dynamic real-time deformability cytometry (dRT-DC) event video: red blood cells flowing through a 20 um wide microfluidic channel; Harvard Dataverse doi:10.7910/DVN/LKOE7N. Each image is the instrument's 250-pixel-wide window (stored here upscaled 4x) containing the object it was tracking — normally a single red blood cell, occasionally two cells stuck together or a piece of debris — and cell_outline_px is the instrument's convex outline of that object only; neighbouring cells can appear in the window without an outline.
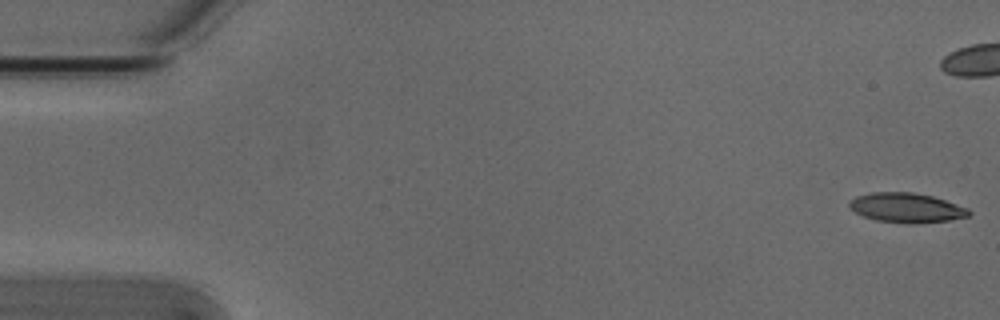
{"species": "Egyptian fruit bat (a non-hibernating species)", "species_latin": "Rousettus aegyptiacus", "temperature_condition": "cold", "stored_images_in_passage": 44, "camera_frame_rate_fps": 3000, "um_per_image_px": 0.085, "animal": {"sex": "male"}, "frame": {"image": 1, "passage_image": 1, "time_ms": 0.0, "image_size_px": [1000, 320], "cell_outline_px": [[972, 212], [968, 216], [948, 220], [916, 224], [908, 224], [876, 220], [864, 216], [856, 212], [848, 204], [848, 200], [856, 196], [868, 192], [912, 192], [932, 196], [968, 208]], "centroid_in_image_um": [77.03, 17.65], "position_along_channel_um": 8.0, "area_um2": 20.63}}
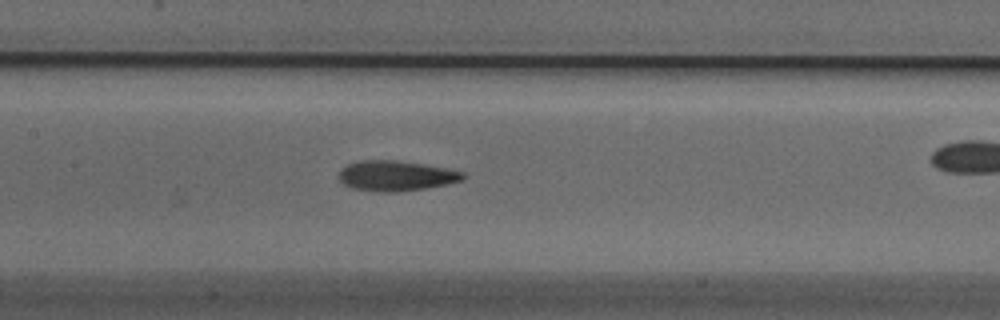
{"frame": {"image": 2, "passage_image": 25, "time_ms": 8.0, "image_size_px": [1000, 320], "cell_outline_px": [[464, 176], [460, 180], [448, 184], [424, 188], [396, 192], [380, 192], [352, 188], [344, 184], [336, 176], [340, 168], [356, 160], [396, 160], [424, 164], [464, 172]], "centroid_in_image_um": [33.57, 14.93], "position_along_channel_um": 173.8, "area_um2": 21.91}}
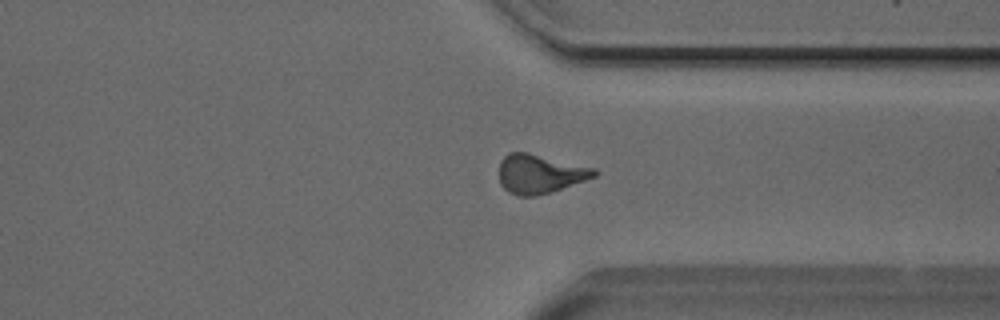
{"frame": {"image": 3, "passage_image": 40, "time_ms": 13.0, "image_size_px": [1000, 320], "cell_outline_px": [[600, 172], [596, 176], [552, 192], [536, 196], [516, 196], [508, 192], [500, 184], [500, 160], [508, 152], [528, 152], [596, 168]], "centroid_in_image_um": [45.9, 14.78], "position_along_channel_um": 365.5, "area_um2": 21.85}, "authors_computed_cell_mechanics": {"area_um2": 21.2993, "velocity_mm_per_s": 3.8487, "shape_relaxation_time_tau1_ms": 6.6656, "shape_relaxation_time_tau2_ms": 2.132, "deformation_change_tau1": 0.2098, "deformation_change_tau2": 0.1057}}